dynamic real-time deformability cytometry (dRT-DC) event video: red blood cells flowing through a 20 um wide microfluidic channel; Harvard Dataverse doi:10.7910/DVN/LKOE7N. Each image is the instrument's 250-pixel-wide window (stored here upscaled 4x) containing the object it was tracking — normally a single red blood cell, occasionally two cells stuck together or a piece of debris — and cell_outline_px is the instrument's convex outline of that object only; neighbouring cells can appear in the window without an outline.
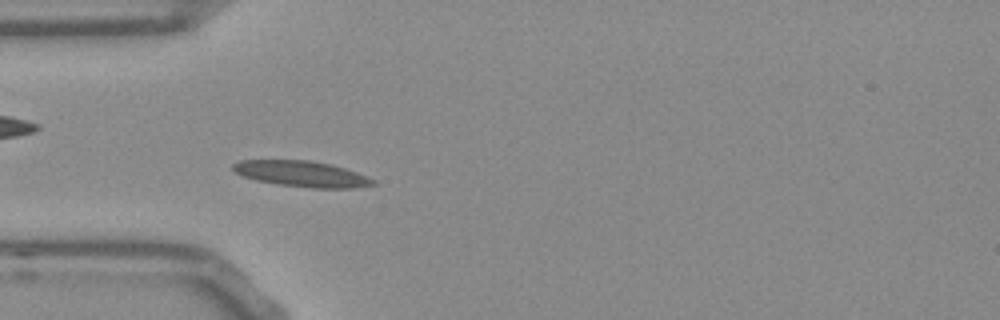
{"species": "Egyptian fruit bat (a non-hibernating species)", "species_latin": "Rousettus aegyptiacus", "temperature_condition": "room temperature", "stored_images_in_passage": 52, "camera_frame_rate_fps": 3000, "um_per_image_px": 0.085, "frame": {"image": 1, "passage_image": 14, "time_ms": 4.333, "image_size_px": [1000, 320], "cell_outline_px": [[376, 184], [352, 188], [312, 188], [280, 184], [256, 180], [244, 176], [236, 172], [232, 168], [232, 164], [240, 160], [308, 160], [332, 164], [356, 172], [376, 180]], "centroid_in_image_um": [25.66, 14.77], "position_along_channel_um": 59.3, "area_um2": 20.92}}
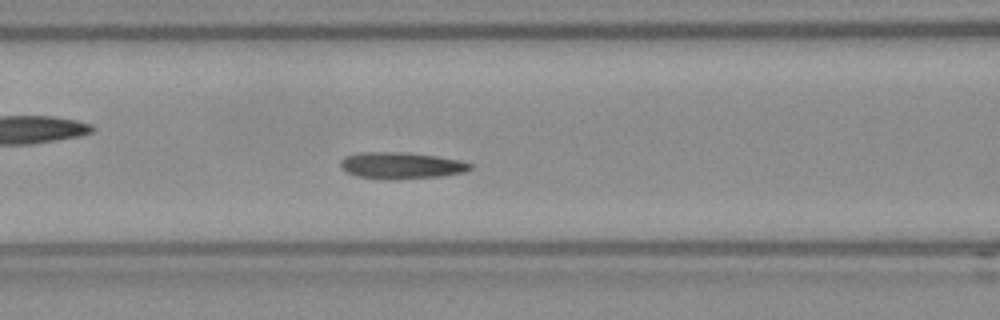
{"frame": {"image": 2, "passage_image": 20, "time_ms": 6.333, "image_size_px": [1000, 320], "cell_outline_px": [[472, 168], [464, 172], [440, 176], [356, 176], [340, 168], [340, 160], [344, 156], [364, 152], [404, 152], [436, 156], [460, 160], [472, 164]], "centroid_in_image_um": [34.1, 14.0], "position_along_channel_um": 132.5, "area_um2": 18.9}}
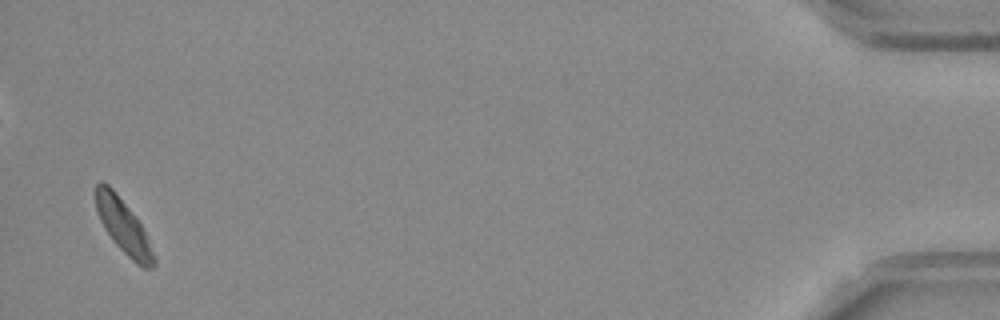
{"frame": {"image": 3, "passage_image": 51, "time_ms": 16.667, "image_size_px": [1000, 320], "cell_outline_px": [[156, 264], [152, 268], [144, 268], [136, 264], [116, 244], [104, 228], [100, 220], [96, 208], [96, 184], [100, 180], [108, 184], [116, 192], [132, 212], [148, 236], [156, 260]], "centroid_in_image_um": [10.5, 19.25], "position_along_channel_um": 424.7, "area_um2": 18.15}}